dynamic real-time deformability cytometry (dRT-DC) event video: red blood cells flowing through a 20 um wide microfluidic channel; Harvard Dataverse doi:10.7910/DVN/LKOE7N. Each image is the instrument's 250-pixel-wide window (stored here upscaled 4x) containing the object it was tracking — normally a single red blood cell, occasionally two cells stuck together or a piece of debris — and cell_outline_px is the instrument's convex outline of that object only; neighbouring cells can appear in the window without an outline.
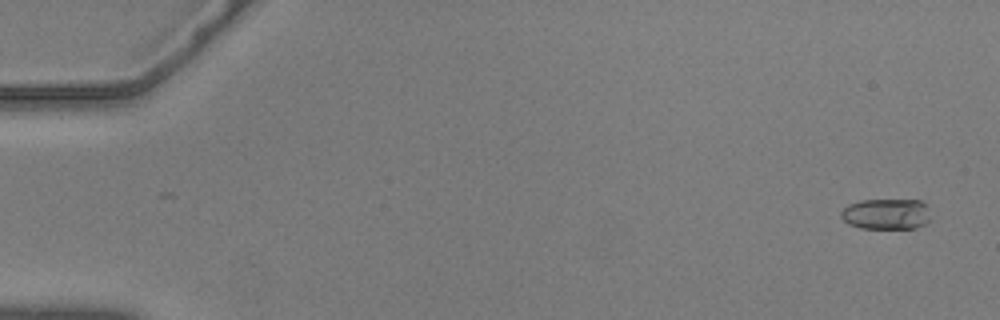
{"species": "common noctule bat (a hibernating species)", "species_latin": "Nyctalus noctula", "temperature_condition": "warm", "stored_images_in_passage": 58, "camera_frame_rate_fps": 3000, "um_per_image_px": 0.085, "animal": {"sex": "male", "body_mass_g": 20.5, "forearm_length_mm": 52.5}, "frame": {"image": 1, "passage_image": 3, "time_ms": 0.667, "image_size_px": [1000, 320], "cell_outline_px": [[932, 220], [916, 228], [860, 228], [848, 224], [840, 216], [840, 212], [848, 204], [860, 200], [920, 200], [924, 204]], "centroid_in_image_um": [75.31, 18.19], "position_along_channel_um": 9.7, "area_um2": 16.13}}
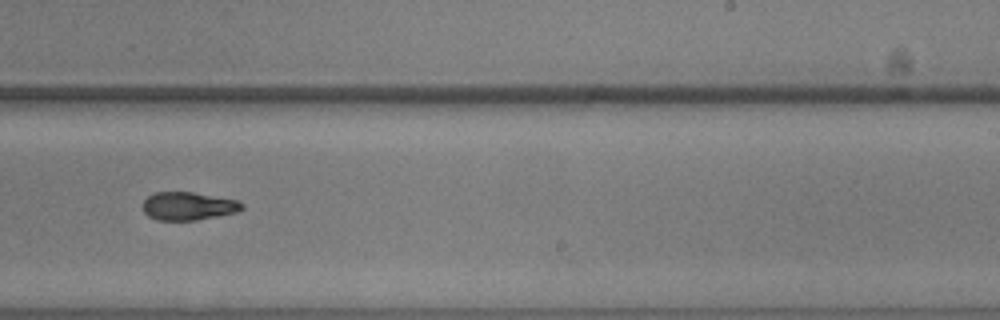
{"frame": {"image": 2, "passage_image": 37, "time_ms": 12.0, "image_size_px": [1000, 320], "cell_outline_px": [[244, 208], [236, 212], [196, 220], [156, 220], [148, 216], [144, 212], [144, 200], [152, 192], [192, 192], [236, 200], [244, 204]], "centroid_in_image_um": [15.98, 17.51], "position_along_channel_um": 273.0, "area_um2": 16.13}}
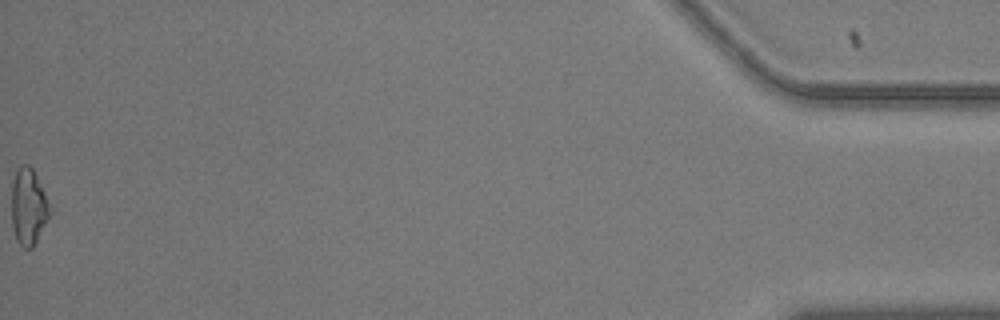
{"frame": {"image": 3, "passage_image": 58, "time_ms": 19.0, "image_size_px": [1000, 320], "cell_outline_px": [[52, 212], [32, 248], [24, 248], [16, 240], [12, 224], [12, 180], [16, 168], [20, 164], [28, 164], [32, 168], [44, 192]], "centroid_in_image_um": [2.4, 17.55], "position_along_channel_um": 432.8, "area_um2": 16.99}, "authors_computed_cell_mechanics": {"area_um2": 16.6464, "velocity_mm_per_s": 3.6342, "shape_relaxation_time_tau1_ms": 3.1772, "shape_relaxation_time_tau2_ms": 5.0689, "deformation_change_tau1": 0.1208, "deformation_change_tau2": 0.1018}}